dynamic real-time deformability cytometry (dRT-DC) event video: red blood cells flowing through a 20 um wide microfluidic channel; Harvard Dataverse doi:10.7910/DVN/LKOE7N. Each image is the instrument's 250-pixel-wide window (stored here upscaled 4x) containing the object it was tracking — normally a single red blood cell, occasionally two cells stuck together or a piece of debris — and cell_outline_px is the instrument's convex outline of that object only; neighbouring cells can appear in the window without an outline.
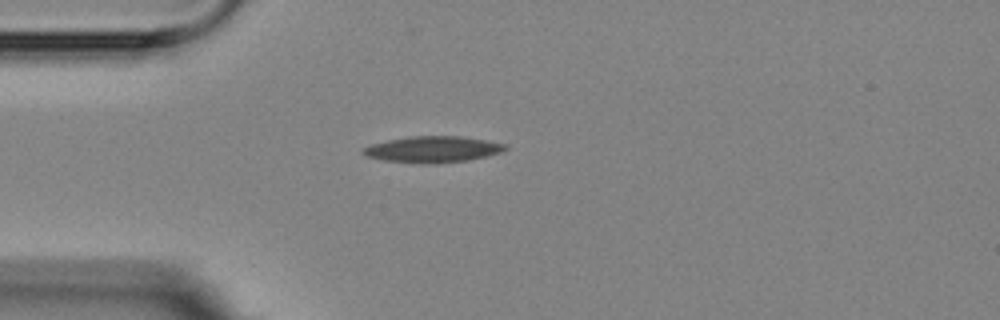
{"species": "Egyptian fruit bat (a non-hibernating species)", "species_latin": "Rousettus aegyptiacus", "temperature_condition": "room temperature", "stored_images_in_passage": 4, "camera_frame_rate_fps": 3000, "um_per_image_px": 0.085, "animal": {"sex": "female"}, "frame": {"image": 1, "passage_image": 4, "time_ms": 3.667, "image_size_px": [1000, 320], "cell_outline_px": [[508, 148], [500, 152], [468, 160], [436, 164], [420, 164], [384, 160], [368, 156], [360, 152], [364, 148], [372, 144], [388, 140], [412, 136], [460, 136], [484, 140], [504, 144]], "centroid_in_image_um": [36.76, 12.7], "position_along_channel_um": 48.2, "area_um2": 21.5}}